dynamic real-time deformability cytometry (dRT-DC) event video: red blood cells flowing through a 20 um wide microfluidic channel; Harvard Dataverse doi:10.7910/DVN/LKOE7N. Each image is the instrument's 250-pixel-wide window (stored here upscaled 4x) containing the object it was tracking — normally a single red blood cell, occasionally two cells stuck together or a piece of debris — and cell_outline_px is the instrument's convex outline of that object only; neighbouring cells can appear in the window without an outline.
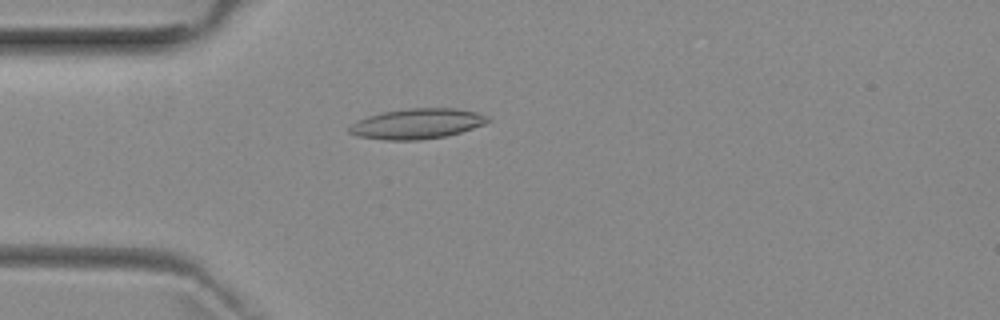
{"species": "common noctule bat (a hibernating species)", "species_latin": "Nyctalus noctula", "temperature_condition": "room temperature", "stored_images_in_passage": 4, "camera_frame_rate_fps": 3000, "um_per_image_px": 0.085, "animal": {"sex": "female", "body_mass_g": 29.2, "forearm_length_mm": 56.3}, "frame": {"image": 1, "passage_image": 4, "time_ms": 4.333, "image_size_px": [1000, 320], "cell_outline_px": [[492, 120], [484, 124], [448, 136], [420, 140], [384, 140], [356, 136], [348, 132], [348, 128], [356, 120], [368, 116], [384, 112], [408, 108], [456, 108], [476, 112], [488, 116]], "centroid_in_image_um": [35.44, 10.52], "position_along_channel_um": 49.6, "area_um2": 24.57}}